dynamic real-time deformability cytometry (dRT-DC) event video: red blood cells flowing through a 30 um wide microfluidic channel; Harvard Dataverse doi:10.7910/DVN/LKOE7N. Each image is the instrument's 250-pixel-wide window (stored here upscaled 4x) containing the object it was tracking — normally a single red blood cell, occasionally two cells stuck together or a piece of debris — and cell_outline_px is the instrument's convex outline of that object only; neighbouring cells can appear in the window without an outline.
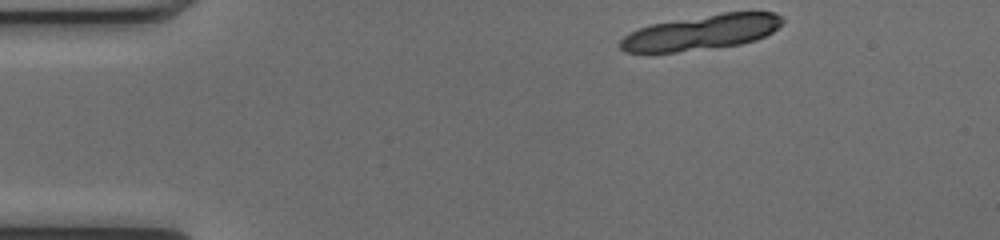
{"species": "common noctule bat (a hibernating species)", "species_latin": "Nyctalus noctula", "temperature_condition": "cold", "stored_images_in_passage": 12, "camera_frame_rate_fps": 3000, "um_per_image_px": 0.085, "animal": {"sex": "female", "body_mass_g": 17.0, "forearm_length_mm": 48.0}, "frame": {"image": 1, "passage_image": 1, "time_ms": 0.0, "image_size_px": [1000, 240], "cell_outline_px": [[784, 20], [772, 32], [756, 40], [740, 44], [676, 52], [624, 52], [620, 48], [620, 40], [624, 36], [640, 28], [652, 24], [724, 12], [776, 12]], "centroid_in_image_um": [59.63, 2.75], "position_along_channel_um": 25.4, "area_um2": 32.6}}